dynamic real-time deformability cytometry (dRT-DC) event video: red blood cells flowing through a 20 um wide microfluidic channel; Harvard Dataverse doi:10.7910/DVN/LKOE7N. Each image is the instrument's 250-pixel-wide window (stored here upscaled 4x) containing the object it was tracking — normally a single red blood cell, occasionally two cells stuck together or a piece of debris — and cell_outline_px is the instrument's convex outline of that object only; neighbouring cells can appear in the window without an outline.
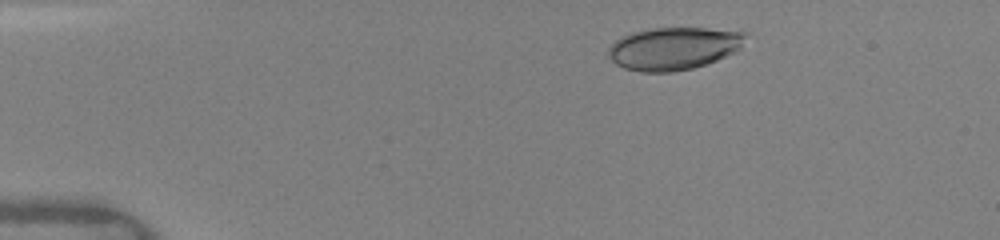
{"species": "human", "species_latin": "Homo sapiens", "temperature_condition": "warm", "stored_images_in_passage": 42, "camera_frame_rate_fps": 3000, "um_per_image_px": 0.085, "donor": {"sex": "female"}, "frame": {"image": 1, "passage_image": 1, "time_ms": 0.0, "image_size_px": [1000, 240], "cell_outline_px": [[748, 36], [740, 48], [736, 52], [716, 60], [692, 68], [672, 72], [640, 72], [624, 68], [616, 64], [608, 56], [608, 48], [616, 40], [632, 32], [652, 28], [744, 28], [748, 32]], "centroid_in_image_um": [57.36, 4.09], "position_along_channel_um": 27.6, "area_um2": 34.68}}
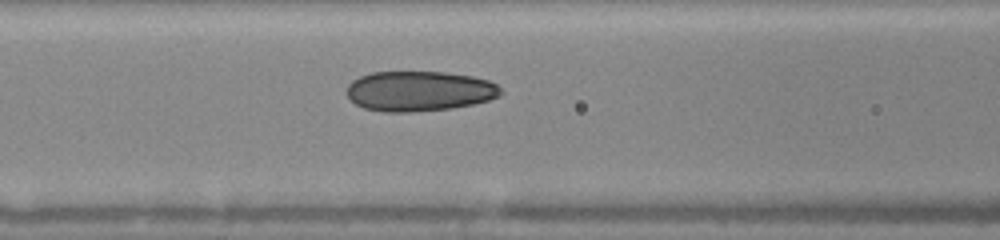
{"frame": {"image": 2, "passage_image": 14, "time_ms": 4.333, "image_size_px": [1000, 240], "cell_outline_px": [[504, 92], [488, 100], [472, 104], [452, 108], [412, 112], [384, 112], [364, 108], [356, 104], [348, 96], [348, 84], [352, 80], [360, 76], [372, 72], [448, 72], [472, 76], [488, 80], [496, 84]], "centroid_in_image_um": [35.63, 7.74], "position_along_channel_um": 131.0, "area_um2": 35.95}}
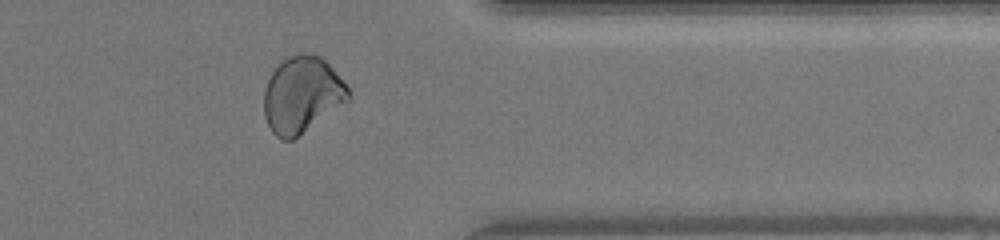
{"frame": {"image": 3, "passage_image": 31, "time_ms": 10.667, "image_size_px": [1000, 240], "cell_outline_px": [[352, 96], [348, 100], [292, 140], [284, 140], [276, 136], [272, 132], [264, 116], [264, 88], [272, 72], [288, 56], [296, 52], [304, 52], [320, 56], [344, 80]], "centroid_in_image_um": [25.66, 8.03], "position_along_channel_um": 385.7, "area_um2": 37.22}, "authors_computed_cell_mechanics": {"area_um2": 35.9227, "velocity_mm_per_s": 4.1473, "shape_relaxation_time_tau1_ms": null, "shape_relaxation_time_tau2_ms": 1.8892, "deformation_change_tau1": null, "deformation_change_tau2": 0.0611}}